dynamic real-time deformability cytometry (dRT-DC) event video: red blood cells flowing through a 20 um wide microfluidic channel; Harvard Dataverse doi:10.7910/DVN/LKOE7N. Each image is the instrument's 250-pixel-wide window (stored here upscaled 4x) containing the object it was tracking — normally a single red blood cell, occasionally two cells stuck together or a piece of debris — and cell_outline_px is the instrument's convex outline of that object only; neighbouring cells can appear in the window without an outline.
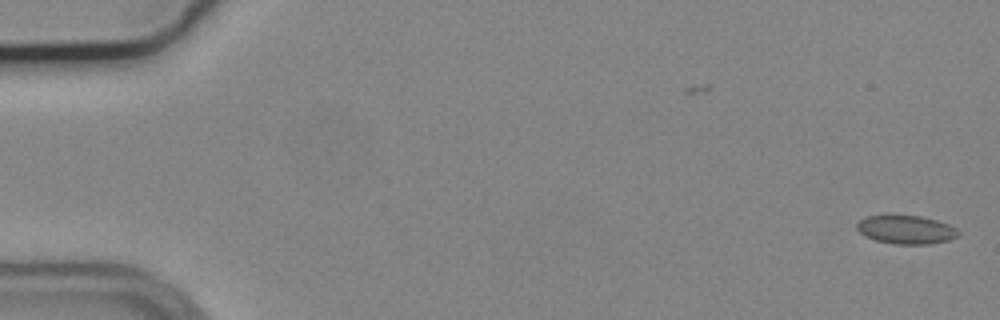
{"species": "common noctule bat (a hibernating species)", "species_latin": "Nyctalus noctula", "temperature_condition": "cold", "stored_images_in_passage": 15, "camera_frame_rate_fps": 3000, "um_per_image_px": 0.085, "animal": {"sex": "male", "body_mass_g": 19.2, "forearm_length_mm": 51.8}, "frame": {"image": 1, "passage_image": 1, "time_ms": 0.0, "image_size_px": [1000, 320], "cell_outline_px": [[960, 236], [948, 240], [932, 244], [896, 244], [876, 240], [864, 236], [856, 228], [856, 224], [860, 220], [868, 216], [884, 212], [892, 212], [920, 216], [936, 220], [948, 224], [956, 228], [960, 232]], "centroid_in_image_um": [76.98, 19.47], "position_along_channel_um": 8.0, "area_um2": 17.63}}
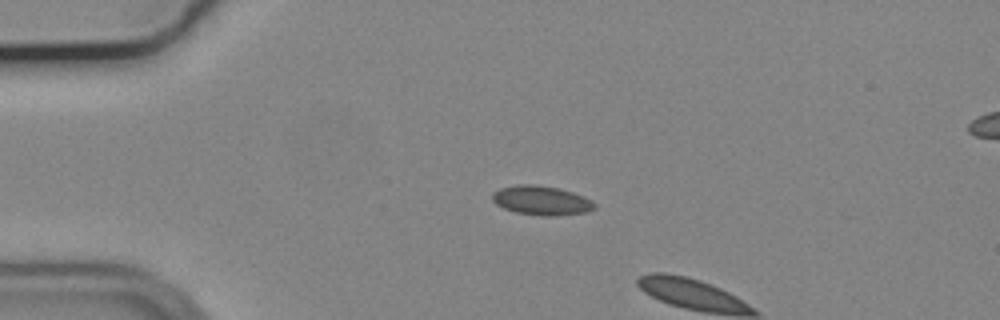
{"frame": {"image": 2, "passage_image": 13, "time_ms": 4.0, "image_size_px": [1000, 320], "cell_outline_px": [[596, 208], [584, 212], [548, 216], [516, 212], [504, 208], [496, 204], [492, 200], [492, 192], [500, 188], [516, 184], [536, 184], [560, 188], [584, 196], [592, 200], [596, 204]], "centroid_in_image_um": [46.01, 17.01], "position_along_channel_um": 39.0, "area_um2": 17.4}}